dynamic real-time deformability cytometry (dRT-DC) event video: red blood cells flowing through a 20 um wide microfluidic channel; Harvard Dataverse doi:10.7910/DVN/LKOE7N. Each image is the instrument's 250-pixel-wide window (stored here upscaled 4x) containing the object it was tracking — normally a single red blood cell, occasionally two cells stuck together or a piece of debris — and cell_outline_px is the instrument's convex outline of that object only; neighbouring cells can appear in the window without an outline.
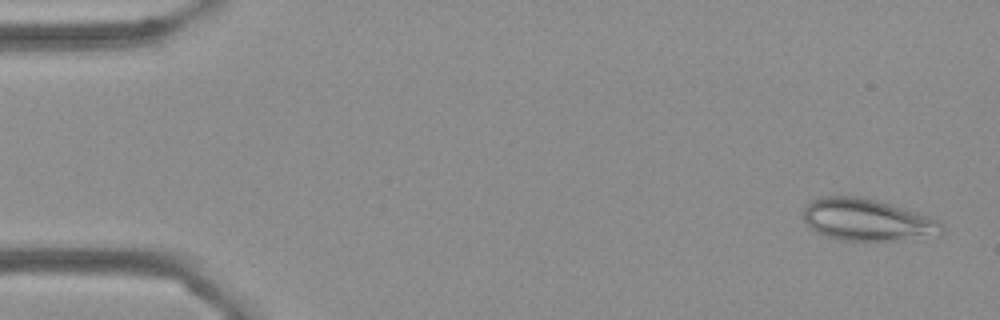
{"species": "Egyptian fruit bat (a non-hibernating species)", "species_latin": "Rousettus aegyptiacus", "temperature_condition": "cold", "stored_images_in_passage": 55, "camera_frame_rate_fps": 3000, "um_per_image_px": 0.085, "frame": {"image": 1, "passage_image": 2, "time_ms": 0.333, "image_size_px": [1000, 320], "cell_outline_px": [[944, 232], [940, 236], [896, 240], [840, 240], [816, 232], [804, 220], [804, 204], [820, 196], [864, 196], [916, 212], [928, 216], [944, 224]], "centroid_in_image_um": [73.73, 18.68], "position_along_channel_um": 11.3, "area_um2": 33.99}}
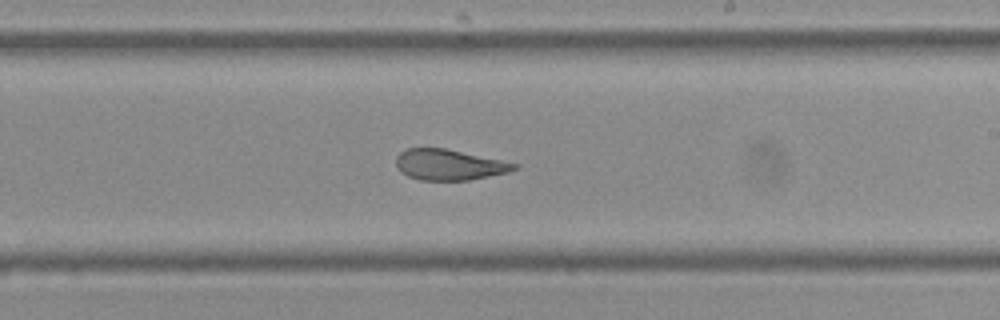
{"frame": {"image": 2, "passage_image": 32, "time_ms": 10.333, "image_size_px": [1000, 320], "cell_outline_px": [[520, 168], [508, 172], [468, 180], [420, 180], [408, 176], [400, 172], [396, 168], [396, 156], [404, 148], [444, 148], [520, 164]], "centroid_in_image_um": [38.15, 14.0], "position_along_channel_um": 250.8, "area_um2": 21.21}}
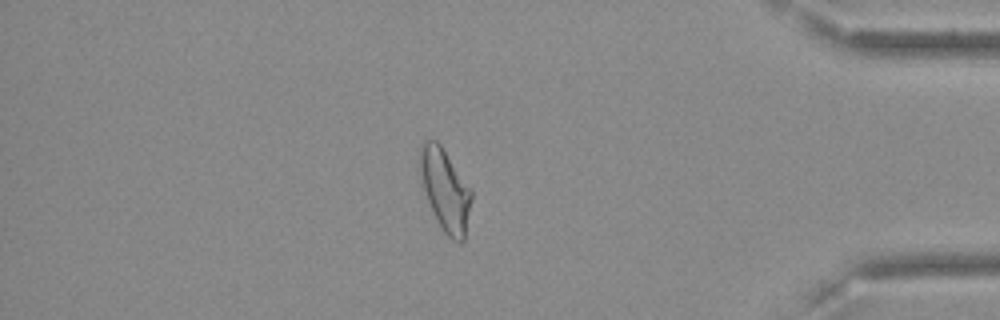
{"frame": {"image": 3, "passage_image": 47, "time_ms": 15.333, "image_size_px": [1000, 320], "cell_outline_px": [[472, 200], [464, 240], [460, 244], [452, 240], [444, 232], [428, 200], [424, 188], [420, 168], [420, 144], [424, 140], [436, 140], [440, 144], [472, 188]], "centroid_in_image_um": [37.88, 16.13], "position_along_channel_um": 397.3, "area_um2": 24.33}, "authors_computed_cell_mechanics": {"area_um2": 24.7384, "velocity_mm_per_s": 3.6195, "shape_relaxation_time_tau1_ms": null, "shape_relaxation_time_tau2_ms": 1.9151, "deformation_change_tau1": null, "deformation_change_tau2": 0.0887}}